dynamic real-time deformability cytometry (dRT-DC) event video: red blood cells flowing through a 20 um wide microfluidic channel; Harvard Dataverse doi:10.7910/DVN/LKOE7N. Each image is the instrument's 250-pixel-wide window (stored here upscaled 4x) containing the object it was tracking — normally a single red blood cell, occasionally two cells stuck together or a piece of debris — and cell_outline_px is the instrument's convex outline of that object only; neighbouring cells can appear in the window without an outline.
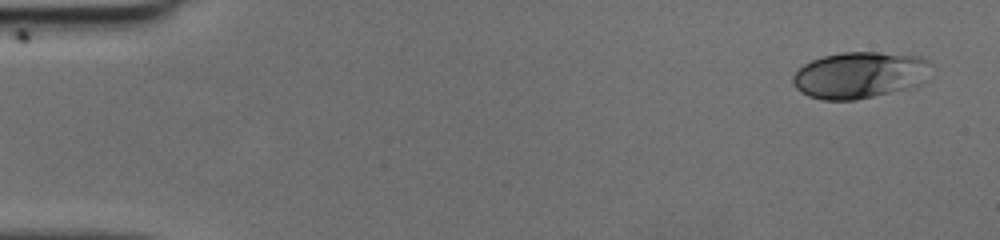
{"species": "human", "species_latin": "Homo sapiens", "temperature_condition": "cold", "stored_images_in_passage": 48, "camera_frame_rate_fps": 3000, "um_per_image_px": 0.085, "donor": {"sex": "female"}, "frame": {"image": 1, "passage_image": 1, "time_ms": 0.0, "image_size_px": [1000, 240], "cell_outline_px": [[928, 80], [920, 84], [908, 88], [856, 100], [824, 100], [808, 96], [800, 92], [792, 84], [792, 76], [804, 64], [812, 60], [824, 56], [840, 52], [880, 52], [920, 56], [928, 60]], "centroid_in_image_um": [73.06, 6.38], "position_along_channel_um": 11.9, "area_um2": 37.57}}
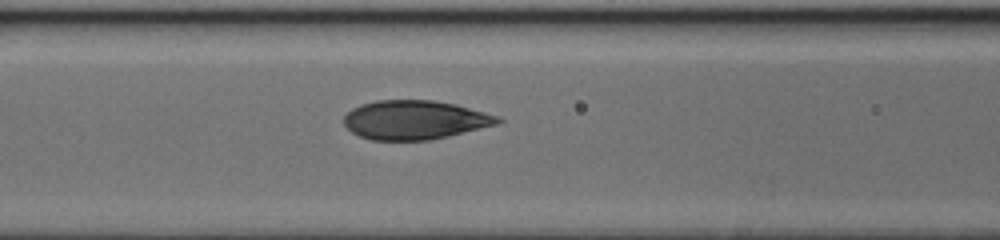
{"frame": {"image": 2, "passage_image": 20, "time_ms": 6.333, "image_size_px": [1000, 240], "cell_outline_px": [[504, 120], [500, 124], [448, 136], [428, 140], [372, 140], [360, 136], [352, 132], [344, 124], [344, 116], [352, 108], [360, 104], [376, 100], [432, 100], [456, 104], [500, 116]], "centroid_in_image_um": [35.29, 10.19], "position_along_channel_um": 131.3, "area_um2": 35.14}}
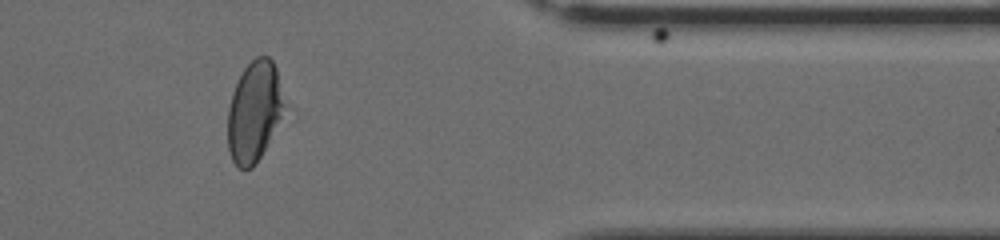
{"frame": {"image": 3, "passage_image": 40, "time_ms": 13.0, "image_size_px": [1000, 240], "cell_outline_px": [[292, 108], [256, 164], [252, 168], [240, 168], [232, 160], [228, 148], [228, 108], [232, 92], [244, 68], [256, 56], [268, 56], [272, 60], [276, 68]], "centroid_in_image_um": [21.74, 9.47], "position_along_channel_um": 389.7, "area_um2": 34.91}}